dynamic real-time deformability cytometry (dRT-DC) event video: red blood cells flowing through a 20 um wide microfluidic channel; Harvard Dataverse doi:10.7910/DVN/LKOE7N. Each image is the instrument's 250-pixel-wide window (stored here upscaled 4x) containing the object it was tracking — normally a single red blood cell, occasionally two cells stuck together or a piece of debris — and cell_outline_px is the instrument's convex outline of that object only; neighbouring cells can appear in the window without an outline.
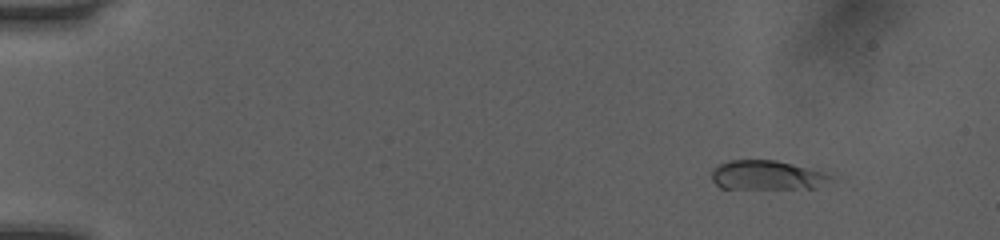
{"species": "human", "species_latin": "Homo sapiens", "temperature_condition": "room temperature", "stored_images_in_passage": 47, "camera_frame_rate_fps": 3000, "um_per_image_px": 0.085, "donor": {"sex": "female"}, "frame": {"image": 1, "passage_image": 1, "time_ms": 0.0, "image_size_px": [1000, 240], "cell_outline_px": [[836, 180], [816, 188], [720, 188], [712, 180], [712, 168], [728, 160], [776, 160], [824, 172], [836, 176]], "centroid_in_image_um": [65.25, 14.89], "position_along_channel_um": 19.8, "area_um2": 20.52}}
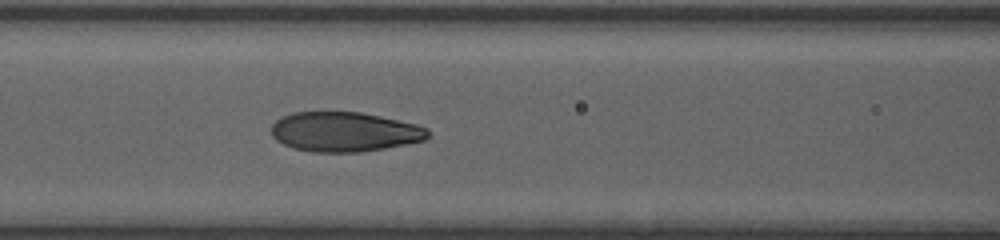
{"frame": {"image": 2, "passage_image": 19, "time_ms": 6.0, "image_size_px": [1000, 240], "cell_outline_px": [[432, 132], [424, 140], [408, 144], [360, 152], [312, 152], [292, 148], [276, 140], [272, 136], [272, 124], [280, 116], [292, 112], [360, 112], [380, 116], [416, 124], [428, 128]], "centroid_in_image_um": [29.27, 11.2], "position_along_channel_um": 137.3, "area_um2": 36.41}}
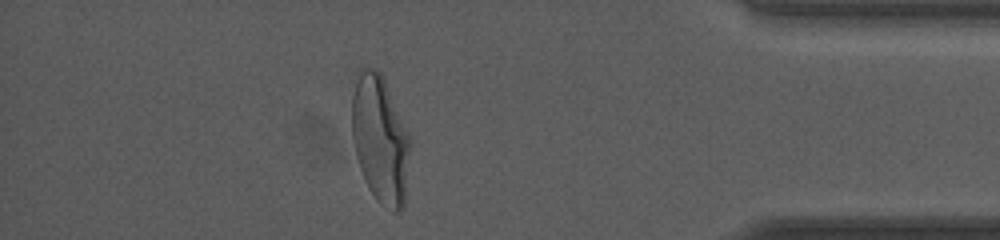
{"frame": {"image": 3, "passage_image": 41, "time_ms": 13.333, "image_size_px": [1000, 240], "cell_outline_px": [[412, 140], [404, 208], [396, 212], [380, 204], [376, 200], [368, 188], [364, 180], [356, 156], [352, 136], [352, 96], [360, 68], [376, 68], [380, 72], [384, 80]], "centroid_in_image_um": [32.33, 11.89], "position_along_channel_um": 402.9, "area_um2": 43.47}, "authors_computed_cell_mechanics": {"area_um2": 36.8186, "velocity_mm_per_s": 4.0613, "shape_relaxation_time_tau1_ms": 4.9696, "shape_relaxation_time_tau2_ms": 0.7197, "deformation_change_tau1": 0.2153, "deformation_change_tau2": 0.0681}}